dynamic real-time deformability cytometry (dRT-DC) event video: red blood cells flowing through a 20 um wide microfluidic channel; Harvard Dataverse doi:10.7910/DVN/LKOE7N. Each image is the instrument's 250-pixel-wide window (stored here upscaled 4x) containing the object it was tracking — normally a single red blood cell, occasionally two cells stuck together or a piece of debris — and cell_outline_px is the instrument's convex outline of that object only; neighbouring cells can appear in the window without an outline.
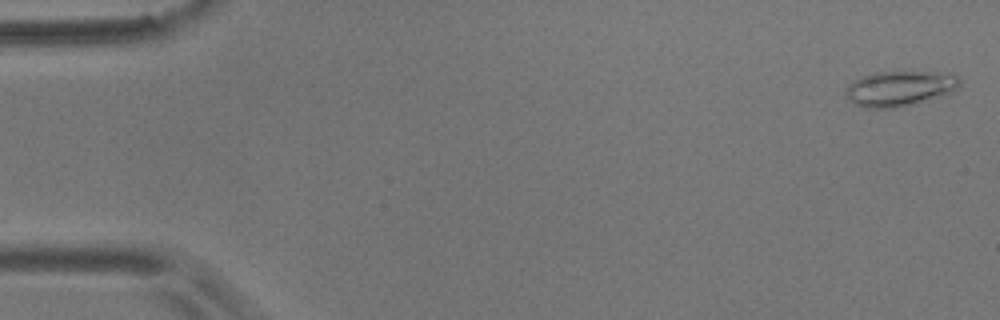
{"species": "common noctule bat (a hibernating species)", "species_latin": "Nyctalus noctula", "temperature_condition": "room temperature", "stored_images_in_passage": 2, "camera_frame_rate_fps": 3000, "um_per_image_px": 0.085, "animal": {"sex": "male", "body_mass_g": 17.9}, "frame": {"image": 1, "passage_image": 2, "time_ms": 1.333, "image_size_px": [1000, 320], "cell_outline_px": [[960, 84], [952, 92], [940, 96], [892, 108], [864, 108], [852, 104], [844, 88], [848, 84], [872, 72], [936, 72], [956, 76], [960, 80]], "centroid_in_image_um": [76.41, 7.52], "position_along_channel_um": 8.6, "area_um2": 22.95}}